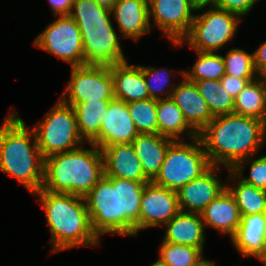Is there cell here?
I'll use <instances>...</instances> for the list:
<instances>
[{"label": "cell", "instance_id": "6da1fadb", "mask_svg": "<svg viewBox=\"0 0 266 266\" xmlns=\"http://www.w3.org/2000/svg\"><path fill=\"white\" fill-rule=\"evenodd\" d=\"M105 175L84 197L92 231L101 234L135 235L139 232V212L145 184Z\"/></svg>", "mask_w": 266, "mask_h": 266}, {"label": "cell", "instance_id": "7a4b0ae2", "mask_svg": "<svg viewBox=\"0 0 266 266\" xmlns=\"http://www.w3.org/2000/svg\"><path fill=\"white\" fill-rule=\"evenodd\" d=\"M198 137L211 165L232 171H242L265 143L262 120L234 113L214 117Z\"/></svg>", "mask_w": 266, "mask_h": 266}, {"label": "cell", "instance_id": "3957f363", "mask_svg": "<svg viewBox=\"0 0 266 266\" xmlns=\"http://www.w3.org/2000/svg\"><path fill=\"white\" fill-rule=\"evenodd\" d=\"M0 170L33 194L42 189L44 158L33 129L25 126L17 112L10 111L0 127Z\"/></svg>", "mask_w": 266, "mask_h": 266}, {"label": "cell", "instance_id": "277c9868", "mask_svg": "<svg viewBox=\"0 0 266 266\" xmlns=\"http://www.w3.org/2000/svg\"><path fill=\"white\" fill-rule=\"evenodd\" d=\"M34 195L40 196L51 232V253L79 246H99L101 240L92 231L84 197L44 189Z\"/></svg>", "mask_w": 266, "mask_h": 266}, {"label": "cell", "instance_id": "5b68a950", "mask_svg": "<svg viewBox=\"0 0 266 266\" xmlns=\"http://www.w3.org/2000/svg\"><path fill=\"white\" fill-rule=\"evenodd\" d=\"M89 144L92 149L81 145L72 151L45 158L42 189L85 197L104 176L101 149Z\"/></svg>", "mask_w": 266, "mask_h": 266}, {"label": "cell", "instance_id": "8992f818", "mask_svg": "<svg viewBox=\"0 0 266 266\" xmlns=\"http://www.w3.org/2000/svg\"><path fill=\"white\" fill-rule=\"evenodd\" d=\"M69 15L79 26L86 65L111 66L126 61L111 10L94 0H74Z\"/></svg>", "mask_w": 266, "mask_h": 266}, {"label": "cell", "instance_id": "52a82bcc", "mask_svg": "<svg viewBox=\"0 0 266 266\" xmlns=\"http://www.w3.org/2000/svg\"><path fill=\"white\" fill-rule=\"evenodd\" d=\"M211 166L199 137L192 139V144L175 140L168 147L160 171L152 182L178 192Z\"/></svg>", "mask_w": 266, "mask_h": 266}, {"label": "cell", "instance_id": "ba28073f", "mask_svg": "<svg viewBox=\"0 0 266 266\" xmlns=\"http://www.w3.org/2000/svg\"><path fill=\"white\" fill-rule=\"evenodd\" d=\"M32 129L44 159L72 151L85 143L78 131L74 108L61 99L48 111L43 121L33 125Z\"/></svg>", "mask_w": 266, "mask_h": 266}, {"label": "cell", "instance_id": "9c48e42d", "mask_svg": "<svg viewBox=\"0 0 266 266\" xmlns=\"http://www.w3.org/2000/svg\"><path fill=\"white\" fill-rule=\"evenodd\" d=\"M241 17L218 7L195 15L188 35L176 46L184 42L196 52H215L235 37ZM187 41V42H186Z\"/></svg>", "mask_w": 266, "mask_h": 266}, {"label": "cell", "instance_id": "30bf717a", "mask_svg": "<svg viewBox=\"0 0 266 266\" xmlns=\"http://www.w3.org/2000/svg\"><path fill=\"white\" fill-rule=\"evenodd\" d=\"M34 46L68 62L71 67L86 65L81 32L70 15H59L36 37Z\"/></svg>", "mask_w": 266, "mask_h": 266}, {"label": "cell", "instance_id": "8fae6325", "mask_svg": "<svg viewBox=\"0 0 266 266\" xmlns=\"http://www.w3.org/2000/svg\"><path fill=\"white\" fill-rule=\"evenodd\" d=\"M70 68L71 78L60 96L64 103L78 104L114 98L113 79L109 66L81 65Z\"/></svg>", "mask_w": 266, "mask_h": 266}, {"label": "cell", "instance_id": "7c38bea8", "mask_svg": "<svg viewBox=\"0 0 266 266\" xmlns=\"http://www.w3.org/2000/svg\"><path fill=\"white\" fill-rule=\"evenodd\" d=\"M195 11L189 0H149V22L151 18L157 28L175 44L189 33Z\"/></svg>", "mask_w": 266, "mask_h": 266}, {"label": "cell", "instance_id": "4fadbf2b", "mask_svg": "<svg viewBox=\"0 0 266 266\" xmlns=\"http://www.w3.org/2000/svg\"><path fill=\"white\" fill-rule=\"evenodd\" d=\"M180 212L177 192L153 182L145 184L139 212V231L162 226Z\"/></svg>", "mask_w": 266, "mask_h": 266}, {"label": "cell", "instance_id": "5bb4252c", "mask_svg": "<svg viewBox=\"0 0 266 266\" xmlns=\"http://www.w3.org/2000/svg\"><path fill=\"white\" fill-rule=\"evenodd\" d=\"M220 168V166L212 165L200 177L185 184L177 192L180 211L200 214L225 190L226 185L216 175Z\"/></svg>", "mask_w": 266, "mask_h": 266}, {"label": "cell", "instance_id": "9a60e30c", "mask_svg": "<svg viewBox=\"0 0 266 266\" xmlns=\"http://www.w3.org/2000/svg\"><path fill=\"white\" fill-rule=\"evenodd\" d=\"M139 134L128 111L127 103L113 98L101 124L100 134L91 142L99 148L131 143Z\"/></svg>", "mask_w": 266, "mask_h": 266}, {"label": "cell", "instance_id": "2e32d148", "mask_svg": "<svg viewBox=\"0 0 266 266\" xmlns=\"http://www.w3.org/2000/svg\"><path fill=\"white\" fill-rule=\"evenodd\" d=\"M100 149L106 177L151 182L145 176L140 160L131 143L113 144Z\"/></svg>", "mask_w": 266, "mask_h": 266}, {"label": "cell", "instance_id": "e0dca14e", "mask_svg": "<svg viewBox=\"0 0 266 266\" xmlns=\"http://www.w3.org/2000/svg\"><path fill=\"white\" fill-rule=\"evenodd\" d=\"M183 78L173 89L171 98L182 111L188 124L199 134L214 117L196 84Z\"/></svg>", "mask_w": 266, "mask_h": 266}, {"label": "cell", "instance_id": "ac0fdd59", "mask_svg": "<svg viewBox=\"0 0 266 266\" xmlns=\"http://www.w3.org/2000/svg\"><path fill=\"white\" fill-rule=\"evenodd\" d=\"M109 67L113 79L115 99L131 103L150 98L143 69L140 65H129L125 61Z\"/></svg>", "mask_w": 266, "mask_h": 266}, {"label": "cell", "instance_id": "d6986e66", "mask_svg": "<svg viewBox=\"0 0 266 266\" xmlns=\"http://www.w3.org/2000/svg\"><path fill=\"white\" fill-rule=\"evenodd\" d=\"M111 14L124 38L138 40L151 31L147 0H118Z\"/></svg>", "mask_w": 266, "mask_h": 266}, {"label": "cell", "instance_id": "ffe728a7", "mask_svg": "<svg viewBox=\"0 0 266 266\" xmlns=\"http://www.w3.org/2000/svg\"><path fill=\"white\" fill-rule=\"evenodd\" d=\"M205 226L216 228L231 239L241 222V214L235 198L227 188L211 201L200 213Z\"/></svg>", "mask_w": 266, "mask_h": 266}, {"label": "cell", "instance_id": "44dd1931", "mask_svg": "<svg viewBox=\"0 0 266 266\" xmlns=\"http://www.w3.org/2000/svg\"><path fill=\"white\" fill-rule=\"evenodd\" d=\"M165 225L164 242L189 245L203 251L206 234L200 214L180 211Z\"/></svg>", "mask_w": 266, "mask_h": 266}, {"label": "cell", "instance_id": "7402d4cb", "mask_svg": "<svg viewBox=\"0 0 266 266\" xmlns=\"http://www.w3.org/2000/svg\"><path fill=\"white\" fill-rule=\"evenodd\" d=\"M230 240L242 256L257 257L266 246V214L241 216L237 231Z\"/></svg>", "mask_w": 266, "mask_h": 266}, {"label": "cell", "instance_id": "603a6c76", "mask_svg": "<svg viewBox=\"0 0 266 266\" xmlns=\"http://www.w3.org/2000/svg\"><path fill=\"white\" fill-rule=\"evenodd\" d=\"M175 140L159 134H138L131 142L145 176L152 182L158 175L168 147Z\"/></svg>", "mask_w": 266, "mask_h": 266}, {"label": "cell", "instance_id": "cb8c5ba5", "mask_svg": "<svg viewBox=\"0 0 266 266\" xmlns=\"http://www.w3.org/2000/svg\"><path fill=\"white\" fill-rule=\"evenodd\" d=\"M158 134L173 140H180L181 133L191 139L198 137V133L188 124L182 111L172 98L157 100Z\"/></svg>", "mask_w": 266, "mask_h": 266}, {"label": "cell", "instance_id": "d4e9b609", "mask_svg": "<svg viewBox=\"0 0 266 266\" xmlns=\"http://www.w3.org/2000/svg\"><path fill=\"white\" fill-rule=\"evenodd\" d=\"M111 100L86 101L68 104L74 108L81 138L91 143L99 134Z\"/></svg>", "mask_w": 266, "mask_h": 266}, {"label": "cell", "instance_id": "484cf974", "mask_svg": "<svg viewBox=\"0 0 266 266\" xmlns=\"http://www.w3.org/2000/svg\"><path fill=\"white\" fill-rule=\"evenodd\" d=\"M266 111V77L250 81L234 99V114L262 120Z\"/></svg>", "mask_w": 266, "mask_h": 266}, {"label": "cell", "instance_id": "4316f807", "mask_svg": "<svg viewBox=\"0 0 266 266\" xmlns=\"http://www.w3.org/2000/svg\"><path fill=\"white\" fill-rule=\"evenodd\" d=\"M227 172V180L233 179V184H237L236 187L227 185L226 188L235 198L241 216L266 214V191L244 182L232 170L228 169Z\"/></svg>", "mask_w": 266, "mask_h": 266}, {"label": "cell", "instance_id": "83f0119b", "mask_svg": "<svg viewBox=\"0 0 266 266\" xmlns=\"http://www.w3.org/2000/svg\"><path fill=\"white\" fill-rule=\"evenodd\" d=\"M193 83L206 100L213 117L234 113V98L224 89L220 80L208 79Z\"/></svg>", "mask_w": 266, "mask_h": 266}, {"label": "cell", "instance_id": "f1b7e54d", "mask_svg": "<svg viewBox=\"0 0 266 266\" xmlns=\"http://www.w3.org/2000/svg\"><path fill=\"white\" fill-rule=\"evenodd\" d=\"M198 59L190 71H178L190 82L201 80H220L225 75V65L222 55L215 52H196Z\"/></svg>", "mask_w": 266, "mask_h": 266}, {"label": "cell", "instance_id": "f546056e", "mask_svg": "<svg viewBox=\"0 0 266 266\" xmlns=\"http://www.w3.org/2000/svg\"><path fill=\"white\" fill-rule=\"evenodd\" d=\"M127 106L139 134H158L157 99L139 100Z\"/></svg>", "mask_w": 266, "mask_h": 266}, {"label": "cell", "instance_id": "4dcf8cb0", "mask_svg": "<svg viewBox=\"0 0 266 266\" xmlns=\"http://www.w3.org/2000/svg\"><path fill=\"white\" fill-rule=\"evenodd\" d=\"M159 247V260L166 266H192L203 258L199 248L189 245L166 243Z\"/></svg>", "mask_w": 266, "mask_h": 266}, {"label": "cell", "instance_id": "1f68e13d", "mask_svg": "<svg viewBox=\"0 0 266 266\" xmlns=\"http://www.w3.org/2000/svg\"><path fill=\"white\" fill-rule=\"evenodd\" d=\"M225 65V74L238 78H257L254 68L253 53L238 48H231L226 56H222Z\"/></svg>", "mask_w": 266, "mask_h": 266}, {"label": "cell", "instance_id": "d6a6232c", "mask_svg": "<svg viewBox=\"0 0 266 266\" xmlns=\"http://www.w3.org/2000/svg\"><path fill=\"white\" fill-rule=\"evenodd\" d=\"M145 77L147 89L152 99H163L160 94L166 95L164 99L171 98L172 91L176 87V83L172 84L169 78L171 75L170 70L167 68L156 69V67L141 66ZM169 86L170 89L166 90L165 87ZM170 91V92H169Z\"/></svg>", "mask_w": 266, "mask_h": 266}, {"label": "cell", "instance_id": "836d02e7", "mask_svg": "<svg viewBox=\"0 0 266 266\" xmlns=\"http://www.w3.org/2000/svg\"><path fill=\"white\" fill-rule=\"evenodd\" d=\"M244 182L266 191V155L252 160L250 174L243 176V171H233Z\"/></svg>", "mask_w": 266, "mask_h": 266}, {"label": "cell", "instance_id": "e575fe53", "mask_svg": "<svg viewBox=\"0 0 266 266\" xmlns=\"http://www.w3.org/2000/svg\"><path fill=\"white\" fill-rule=\"evenodd\" d=\"M258 0H218L217 7L239 15H247Z\"/></svg>", "mask_w": 266, "mask_h": 266}, {"label": "cell", "instance_id": "d590c367", "mask_svg": "<svg viewBox=\"0 0 266 266\" xmlns=\"http://www.w3.org/2000/svg\"><path fill=\"white\" fill-rule=\"evenodd\" d=\"M255 79L256 78H238L225 74L220 81L224 89L235 99L246 85Z\"/></svg>", "mask_w": 266, "mask_h": 266}, {"label": "cell", "instance_id": "8d00e7d4", "mask_svg": "<svg viewBox=\"0 0 266 266\" xmlns=\"http://www.w3.org/2000/svg\"><path fill=\"white\" fill-rule=\"evenodd\" d=\"M253 58L258 77H266V41L253 52Z\"/></svg>", "mask_w": 266, "mask_h": 266}, {"label": "cell", "instance_id": "74e56055", "mask_svg": "<svg viewBox=\"0 0 266 266\" xmlns=\"http://www.w3.org/2000/svg\"><path fill=\"white\" fill-rule=\"evenodd\" d=\"M54 16L69 15L74 0H48Z\"/></svg>", "mask_w": 266, "mask_h": 266}, {"label": "cell", "instance_id": "f35d334b", "mask_svg": "<svg viewBox=\"0 0 266 266\" xmlns=\"http://www.w3.org/2000/svg\"><path fill=\"white\" fill-rule=\"evenodd\" d=\"M191 7L196 11H201L207 6L217 7L218 0H189Z\"/></svg>", "mask_w": 266, "mask_h": 266}, {"label": "cell", "instance_id": "ab89813d", "mask_svg": "<svg viewBox=\"0 0 266 266\" xmlns=\"http://www.w3.org/2000/svg\"><path fill=\"white\" fill-rule=\"evenodd\" d=\"M98 5L105 7L109 10L113 8L118 0H94Z\"/></svg>", "mask_w": 266, "mask_h": 266}, {"label": "cell", "instance_id": "60d3db41", "mask_svg": "<svg viewBox=\"0 0 266 266\" xmlns=\"http://www.w3.org/2000/svg\"><path fill=\"white\" fill-rule=\"evenodd\" d=\"M192 266H214V261L211 260H206L204 258H202L200 261H198L196 264L192 265Z\"/></svg>", "mask_w": 266, "mask_h": 266}, {"label": "cell", "instance_id": "b9f144b4", "mask_svg": "<svg viewBox=\"0 0 266 266\" xmlns=\"http://www.w3.org/2000/svg\"><path fill=\"white\" fill-rule=\"evenodd\" d=\"M256 258H258L261 262L266 264V246L264 247L262 252Z\"/></svg>", "mask_w": 266, "mask_h": 266}, {"label": "cell", "instance_id": "7bdbcfd3", "mask_svg": "<svg viewBox=\"0 0 266 266\" xmlns=\"http://www.w3.org/2000/svg\"><path fill=\"white\" fill-rule=\"evenodd\" d=\"M262 125H263V133H264V138H265V141H266V111H265V115L262 119Z\"/></svg>", "mask_w": 266, "mask_h": 266}, {"label": "cell", "instance_id": "ee69618b", "mask_svg": "<svg viewBox=\"0 0 266 266\" xmlns=\"http://www.w3.org/2000/svg\"><path fill=\"white\" fill-rule=\"evenodd\" d=\"M150 266H166L164 263H162L159 259L156 260L154 263H152Z\"/></svg>", "mask_w": 266, "mask_h": 266}]
</instances>
